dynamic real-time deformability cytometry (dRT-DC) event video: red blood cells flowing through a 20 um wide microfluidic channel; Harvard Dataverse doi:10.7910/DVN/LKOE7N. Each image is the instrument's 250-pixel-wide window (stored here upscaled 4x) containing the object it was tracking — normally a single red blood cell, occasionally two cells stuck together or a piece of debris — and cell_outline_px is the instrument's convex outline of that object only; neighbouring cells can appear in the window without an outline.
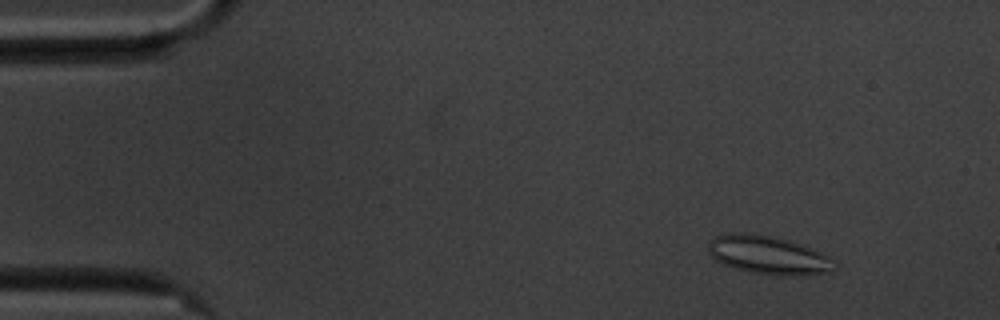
{"species": "common noctule bat (a hibernating species)", "species_latin": "Nyctalus noctula", "temperature_condition": "cold", "stored_images_in_passage": 56, "camera_frame_rate_fps": 3000, "um_per_image_px": 0.085, "animal": {"sex": "male", "body_mass_g": 20.1, "forearm_length_mm": 53.5}, "frame": {"image": 1, "passage_image": 6, "time_ms": 1.667, "image_size_px": [1000, 320], "cell_outline_px": [[840, 264], [832, 272], [808, 276], [788, 276], [748, 272], [732, 268], [716, 260], [708, 252], [708, 244], [716, 236], [732, 232], [744, 232], [772, 236], [788, 240], [828, 256]], "centroid_in_image_um": [65.34, 21.71], "position_along_channel_um": 19.7, "area_um2": 28.5}}
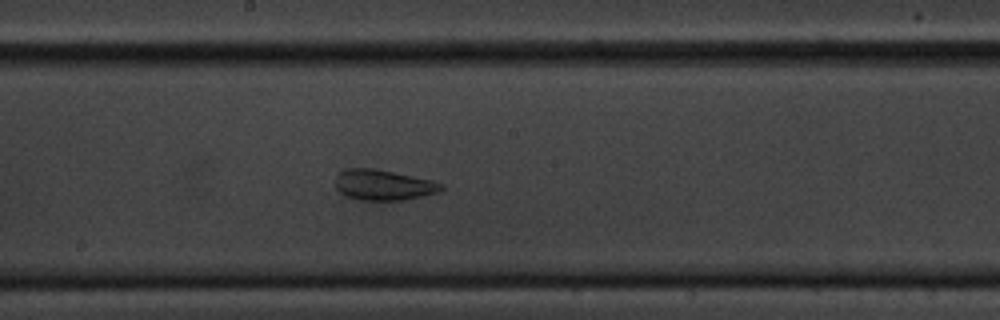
{"frame": {"image": 2, "passage_image": 30, "time_ms": 9.667, "image_size_px": [1000, 320], "cell_outline_px": [[444, 188], [436, 192], [404, 200], [360, 200], [348, 196], [340, 192], [336, 188], [336, 176], [344, 168], [372, 168], [432, 180], [444, 184]], "centroid_in_image_um": [32.57, 15.71], "position_along_channel_um": 215.6, "area_um2": 18.61}}
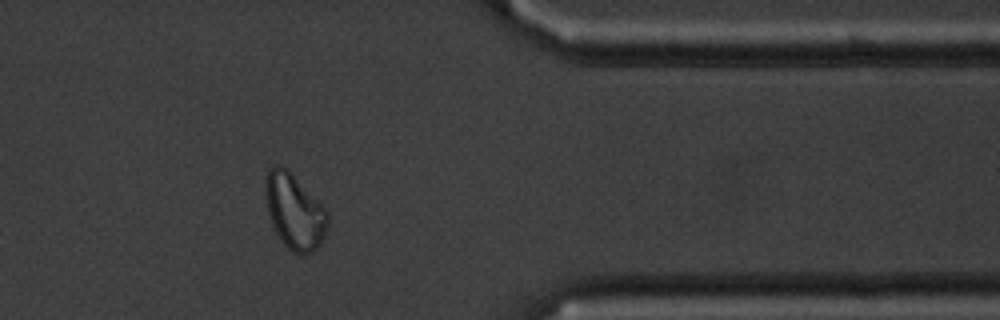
{"frame": {"image": 3, "passage_image": 46, "time_ms": 15.0, "image_size_px": [1000, 320], "cell_outline_px": [[328, 224], [324, 236], [320, 244], [312, 252], [292, 252], [284, 244], [276, 232], [272, 224], [268, 212], [264, 192], [264, 184], [268, 168], [272, 164], [280, 164], [288, 168], [328, 212]], "centroid_in_image_um": [25.0, 17.9], "position_along_channel_um": 386.4, "area_um2": 27.28}, "authors_computed_cell_mechanics": {"area_um2": 25.6054, "velocity_mm_per_s": 3.5053, "shape_relaxation_time_tau1_ms": null, "shape_relaxation_time_tau2_ms": 1.1776, "deformation_change_tau1": null, "deformation_change_tau2": 0.0887}}